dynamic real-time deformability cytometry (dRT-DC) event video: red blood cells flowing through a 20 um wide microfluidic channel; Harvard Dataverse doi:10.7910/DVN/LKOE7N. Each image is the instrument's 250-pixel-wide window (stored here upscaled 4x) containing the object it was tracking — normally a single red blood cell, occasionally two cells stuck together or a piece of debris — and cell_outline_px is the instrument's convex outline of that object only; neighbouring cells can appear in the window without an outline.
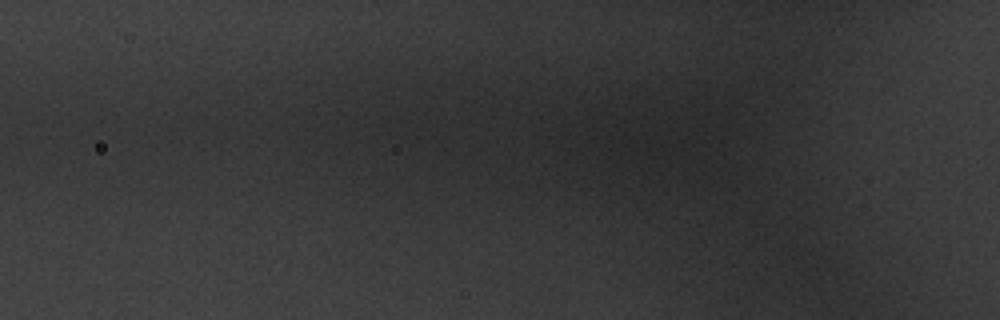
{"species": "common noctule bat (a hibernating species)", "species_latin": "Nyctalus noctula", "temperature_condition": "warm", "stored_images_in_passage": 4, "camera_frame_rate_fps": 3000, "um_per_image_px": 0.085, "animal": {"sex": "male", "body_mass_g": 20.1, "forearm_length_mm": 53.5}, "frame": {"image": 1, "passage_image": 4, "time_ms": 1.0, "image_size_px": [1000, 320], "cell_outline_px": [[872, 272], [848, 280], [832, 276], [816, 268], [804, 260], [804, 244], [812, 224], [844, 236], [872, 268]], "centroid_in_image_um": [70.88, 21.64], "position_along_channel_um": 54.9, "area_um2": 16.65}}